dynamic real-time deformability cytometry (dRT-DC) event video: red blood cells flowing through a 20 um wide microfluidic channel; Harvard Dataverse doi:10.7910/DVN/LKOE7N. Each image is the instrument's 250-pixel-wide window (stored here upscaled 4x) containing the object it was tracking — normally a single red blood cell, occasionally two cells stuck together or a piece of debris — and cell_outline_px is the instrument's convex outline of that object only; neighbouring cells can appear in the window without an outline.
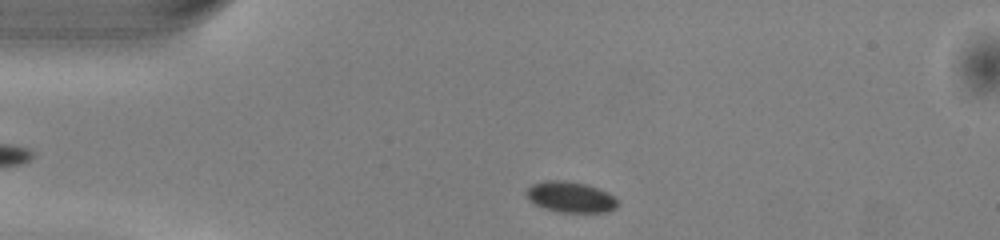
{"species": "common noctule bat (a hibernating species)", "species_latin": "Nyctalus noctula", "temperature_condition": "warm", "stored_images_in_passage": 36, "camera_frame_rate_fps": 3000, "um_per_image_px": 0.085, "animal": {"sex": "male", "body_mass_g": 13.0, "forearm_length_mm": 53.1}, "frame": {"image": 1, "passage_image": 2, "time_ms": 0.333, "image_size_px": [1000, 240], "cell_outline_px": [[620, 204], [616, 208], [608, 212], [560, 212], [544, 208], [536, 204], [524, 192], [532, 184], [544, 180], [564, 180], [584, 184], [608, 192], [616, 196], [620, 200]], "centroid_in_image_um": [48.56, 16.75], "position_along_channel_um": 36.4, "area_um2": 16.47}}
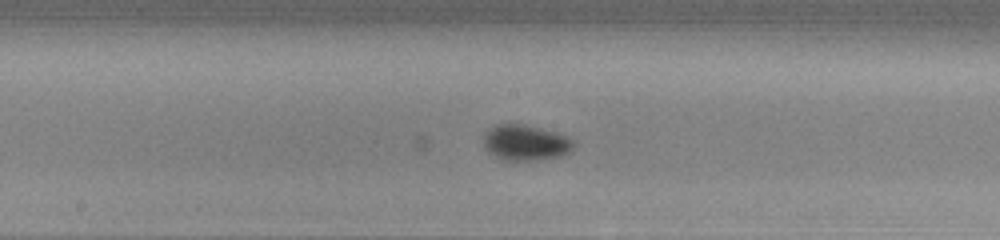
{"frame": {"image": 2, "passage_image": 17, "time_ms": 5.333, "image_size_px": [1000, 240], "cell_outline_px": [[576, 144], [568, 152], [560, 156], [536, 160], [500, 160], [488, 152], [484, 148], [484, 136], [496, 124], [524, 124], [556, 132], [568, 136]], "centroid_in_image_um": [44.67, 12.13], "position_along_channel_um": 203.5, "area_um2": 18.67}}
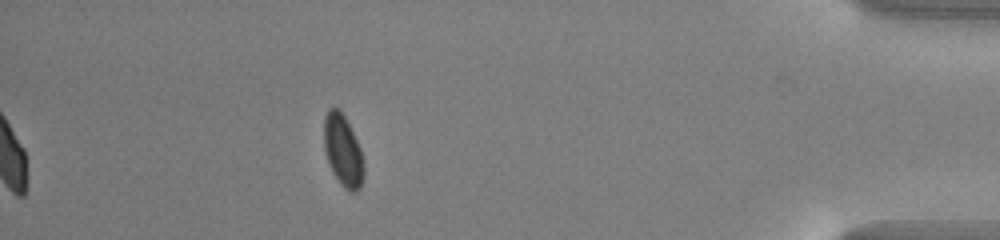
{"frame": {"image": 3, "passage_image": 36, "time_ms": 11.667, "image_size_px": [1000, 240], "cell_outline_px": [[364, 172], [360, 188], [356, 192], [348, 192], [340, 184], [332, 172], [328, 164], [324, 148], [324, 116], [328, 108], [336, 108], [344, 116], [360, 148], [364, 164]], "centroid_in_image_um": [29.13, 12.85], "position_along_channel_um": 406.1, "area_um2": 16.59}, "authors_computed_cell_mechanics": {"area_um2": 17.4556, "velocity_mm_per_s": 4.0428, "shape_relaxation_time_tau1_ms": 0.9397, "shape_relaxation_time_tau2_ms": null, "deformation_change_tau1": 0.0557, "deformation_change_tau2": null}}